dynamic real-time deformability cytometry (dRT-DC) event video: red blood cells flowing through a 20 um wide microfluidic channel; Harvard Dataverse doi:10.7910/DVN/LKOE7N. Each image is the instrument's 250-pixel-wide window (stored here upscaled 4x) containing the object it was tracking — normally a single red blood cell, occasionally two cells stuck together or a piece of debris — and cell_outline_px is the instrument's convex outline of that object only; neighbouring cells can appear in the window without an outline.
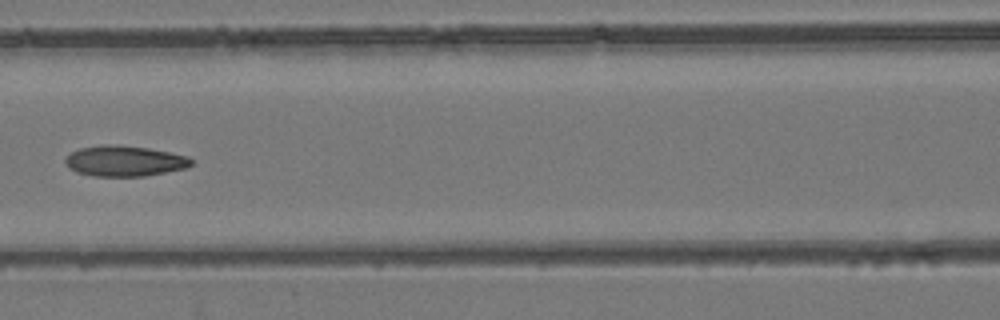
{"species": "common noctule bat (a hibernating species)", "species_latin": "Nyctalus noctula", "temperature_condition": "room temperature", "stored_images_in_passage": 7, "camera_frame_rate_fps": 3000, "um_per_image_px": 0.085, "animal": {"sex": "female", "body_mass_g": 24.6, "forearm_length_mm": 56.2}, "frame": {"image": 1, "passage_image": 6, "time_ms": 6.667, "image_size_px": [1000, 320], "cell_outline_px": [[192, 164], [188, 168], [144, 176], [92, 176], [76, 172], [68, 168], [64, 164], [64, 160], [72, 152], [80, 148], [104, 144], [116, 144], [148, 148], [188, 156], [192, 160]], "centroid_in_image_um": [10.57, 13.68], "position_along_channel_um": 156.0, "area_um2": 22.6}}
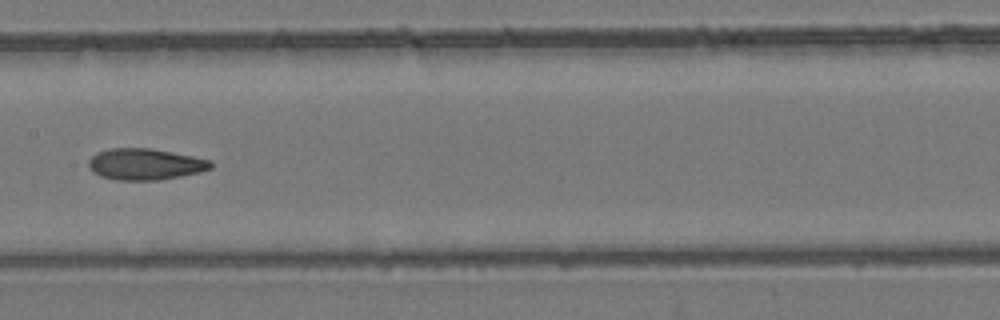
{"frame": {"image": 2, "passage_image": 7, "time_ms": 7.667, "image_size_px": [1000, 320], "cell_outline_px": [[212, 168], [200, 172], [160, 180], [116, 180], [100, 176], [88, 168], [88, 160], [96, 152], [112, 148], [148, 148], [192, 156], [212, 160]], "centroid_in_image_um": [12.32, 13.96], "position_along_channel_um": 195.1, "area_um2": 22.31}}